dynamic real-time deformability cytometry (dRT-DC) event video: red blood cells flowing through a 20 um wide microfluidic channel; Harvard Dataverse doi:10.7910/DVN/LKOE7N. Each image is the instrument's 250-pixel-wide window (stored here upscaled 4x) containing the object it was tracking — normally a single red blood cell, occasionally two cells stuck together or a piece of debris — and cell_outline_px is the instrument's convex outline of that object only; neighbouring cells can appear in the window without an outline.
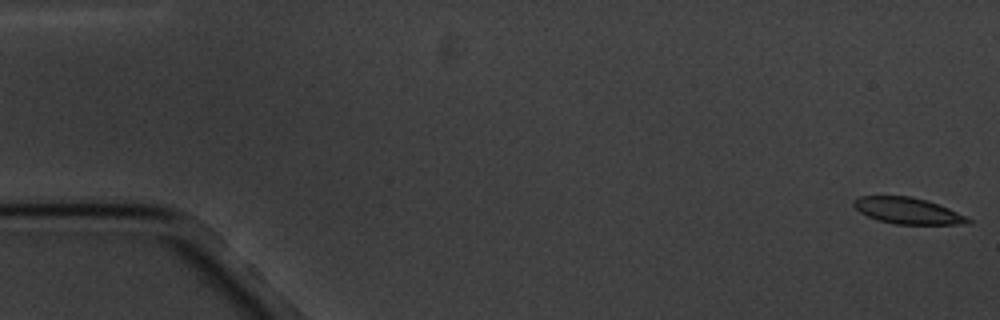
{"species": "common noctule bat (a hibernating species)", "species_latin": "Nyctalus noctula", "temperature_condition": "cold", "stored_images_in_passage": 4, "camera_frame_rate_fps": 3000, "um_per_image_px": 0.085, "animal": {"sex": "male", "body_mass_g": 20.1, "forearm_length_mm": 53.5}, "frame": {"image": 1, "passage_image": 1, "time_ms": 0.0, "image_size_px": [1000, 320], "cell_outline_px": [[972, 220], [968, 224], [896, 224], [880, 220], [868, 216], [860, 212], [852, 204], [852, 200], [860, 196], [912, 196], [948, 208]], "centroid_in_image_um": [77.11, 17.91], "position_along_channel_um": 7.9, "area_um2": 17.17}}